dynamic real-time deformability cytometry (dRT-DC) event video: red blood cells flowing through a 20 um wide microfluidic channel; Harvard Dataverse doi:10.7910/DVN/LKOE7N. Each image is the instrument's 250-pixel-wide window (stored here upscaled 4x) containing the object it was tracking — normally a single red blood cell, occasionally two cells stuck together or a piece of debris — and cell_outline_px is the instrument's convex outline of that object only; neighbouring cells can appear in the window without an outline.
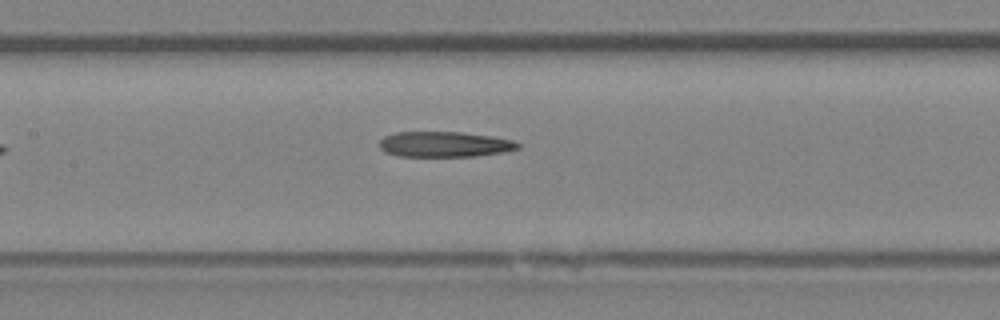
{"species": "Egyptian fruit bat (a non-hibernating species)", "species_latin": "Rousettus aegyptiacus", "temperature_condition": "room temperature", "stored_images_in_passage": 6, "camera_frame_rate_fps": 3000, "um_per_image_px": 0.085, "animal": {"sex": "female"}, "frame": {"image": 1, "passage_image": 6, "time_ms": 6.667, "image_size_px": [1000, 320], "cell_outline_px": [[520, 148], [504, 152], [476, 156], [400, 156], [384, 152], [380, 148], [380, 140], [384, 136], [396, 132], [460, 132], [492, 136], [512, 140], [520, 144]], "centroid_in_image_um": [37.79, 12.26], "position_along_channel_um": 169.6, "area_um2": 20.52}}